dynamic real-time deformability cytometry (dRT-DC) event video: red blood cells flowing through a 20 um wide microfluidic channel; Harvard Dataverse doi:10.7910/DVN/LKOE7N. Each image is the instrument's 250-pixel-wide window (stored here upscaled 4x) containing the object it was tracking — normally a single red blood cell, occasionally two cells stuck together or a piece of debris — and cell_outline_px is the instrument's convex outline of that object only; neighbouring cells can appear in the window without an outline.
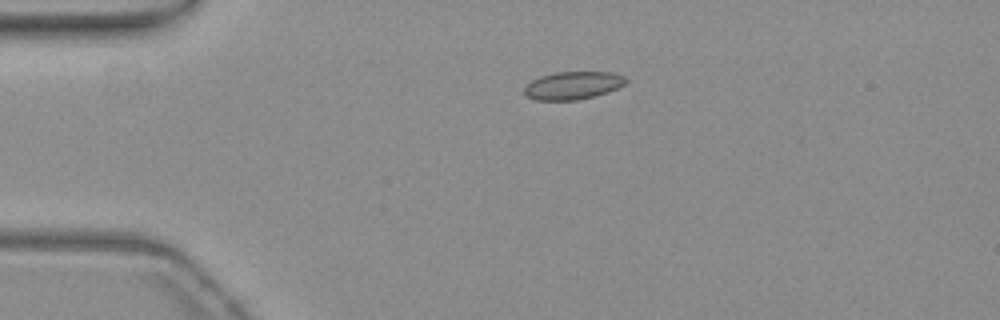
{"species": "common noctule bat (a hibernating species)", "species_latin": "Nyctalus noctula", "temperature_condition": "warm", "stored_images_in_passage": 43, "camera_frame_rate_fps": 3000, "um_per_image_px": 0.085, "animal": {"sex": "female", "body_mass_g": 19.3, "forearm_length_mm": 54.1}, "frame": {"image": 1, "passage_image": 1, "time_ms": 0.0, "image_size_px": [1000, 320], "cell_outline_px": [[628, 80], [624, 84], [608, 92], [596, 96], [576, 100], [536, 100], [528, 96], [524, 92], [524, 84], [540, 76], [556, 72], [612, 72], [624, 76]], "centroid_in_image_um": [48.68, 7.26], "position_along_channel_um": 36.3, "area_um2": 16.53}}
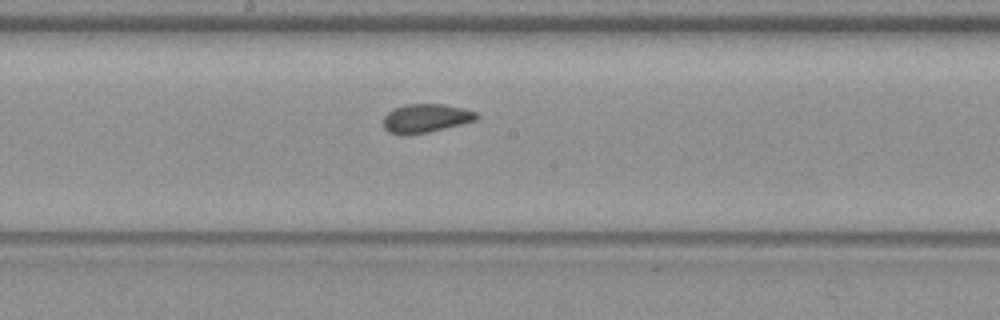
{"frame": {"image": 2, "passage_image": 18, "time_ms": 5.667, "image_size_px": [1000, 320], "cell_outline_px": [[480, 116], [476, 120], [428, 132], [408, 136], [400, 136], [388, 132], [384, 128], [384, 116], [388, 112], [404, 104], [444, 104], [464, 108], [476, 112]], "centroid_in_image_um": [36.17, 10.06], "position_along_channel_um": 212.0, "area_um2": 15.72}}
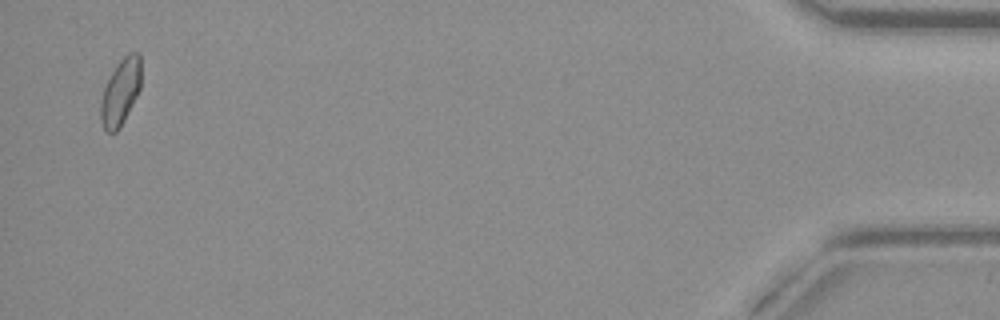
{"frame": {"image": 3, "passage_image": 42, "time_ms": 13.667, "image_size_px": [1000, 320], "cell_outline_px": [[140, 88], [120, 128], [116, 132], [108, 132], [104, 128], [100, 120], [100, 104], [104, 88], [112, 72], [120, 60], [128, 52], [140, 52]], "centroid_in_image_um": [10.24, 7.81], "position_along_channel_um": 425.0, "area_um2": 15.37}, "authors_computed_cell_mechanics": {"area_um2": 15.7794, "velocity_mm_per_s": 3.7845, "shape_relaxation_time_tau1_ms": null, "shape_relaxation_time_tau2_ms": 1.0721, "deformation_change_tau1": null, "deformation_change_tau2": 0.0726}}